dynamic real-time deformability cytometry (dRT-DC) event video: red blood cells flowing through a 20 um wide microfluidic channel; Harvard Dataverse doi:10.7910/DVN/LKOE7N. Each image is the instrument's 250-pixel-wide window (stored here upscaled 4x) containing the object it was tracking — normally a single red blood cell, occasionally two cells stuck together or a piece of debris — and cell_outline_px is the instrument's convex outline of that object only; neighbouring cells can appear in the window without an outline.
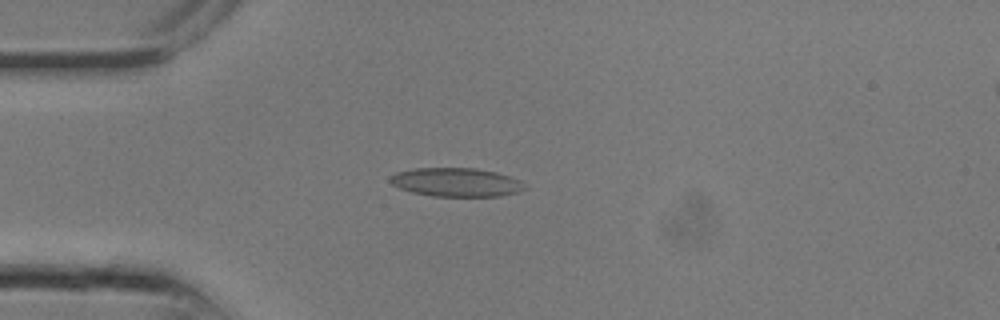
{"species": "common noctule bat (a hibernating species)", "species_latin": "Nyctalus noctula", "temperature_condition": "room temperature", "stored_images_in_passage": 8, "camera_frame_rate_fps": 3000, "um_per_image_px": 0.085, "animal": {"sex": "male", "body_mass_g": 13.3}, "frame": {"image": 1, "passage_image": 7, "time_ms": 2.0, "image_size_px": [1000, 320], "cell_outline_px": [[524, 188], [516, 192], [500, 196], [432, 196], [412, 192], [400, 188], [392, 184], [388, 180], [396, 172], [412, 168], [476, 168], [496, 172], [520, 180], [524, 184]], "centroid_in_image_um": [38.74, 15.48], "position_along_channel_um": 46.3, "area_um2": 22.37}}